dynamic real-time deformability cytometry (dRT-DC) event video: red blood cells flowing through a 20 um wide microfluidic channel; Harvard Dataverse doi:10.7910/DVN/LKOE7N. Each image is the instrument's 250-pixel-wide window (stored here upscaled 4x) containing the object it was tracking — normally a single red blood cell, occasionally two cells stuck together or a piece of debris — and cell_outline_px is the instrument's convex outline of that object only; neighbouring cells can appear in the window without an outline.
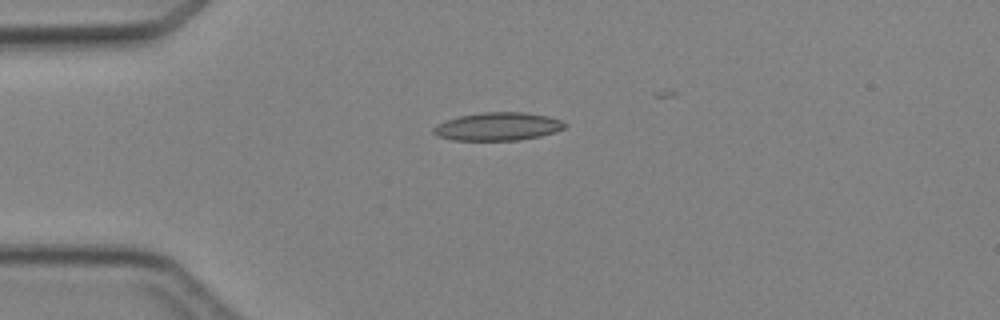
{"species": "Egyptian fruit bat (a non-hibernating species)", "species_latin": "Rousettus aegyptiacus", "temperature_condition": "cold", "stored_images_in_passage": 6, "camera_frame_rate_fps": 3000, "um_per_image_px": 0.085, "animal": {"sex": "female"}, "frame": {"image": 1, "passage_image": 4, "time_ms": 3.333, "image_size_px": [1000, 320], "cell_outline_px": [[568, 124], [564, 128], [556, 132], [540, 136], [520, 140], [452, 140], [436, 136], [432, 132], [432, 128], [436, 124], [460, 116], [480, 112], [524, 112], [548, 116], [560, 120]], "centroid_in_image_um": [42.31, 10.75], "position_along_channel_um": 42.7, "area_um2": 21.62}}